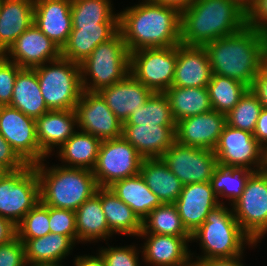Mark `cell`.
I'll use <instances>...</instances> for the list:
<instances>
[{"label":"cell","instance_id":"obj_1","mask_svg":"<svg viewBox=\"0 0 267 266\" xmlns=\"http://www.w3.org/2000/svg\"><path fill=\"white\" fill-rule=\"evenodd\" d=\"M139 0L119 13V31L129 53L180 44L181 12L172 6Z\"/></svg>","mask_w":267,"mask_h":266},{"label":"cell","instance_id":"obj_2","mask_svg":"<svg viewBox=\"0 0 267 266\" xmlns=\"http://www.w3.org/2000/svg\"><path fill=\"white\" fill-rule=\"evenodd\" d=\"M180 43L205 46L239 32L247 25L243 0H193L181 11Z\"/></svg>","mask_w":267,"mask_h":266},{"label":"cell","instance_id":"obj_3","mask_svg":"<svg viewBox=\"0 0 267 266\" xmlns=\"http://www.w3.org/2000/svg\"><path fill=\"white\" fill-rule=\"evenodd\" d=\"M267 34L246 25L239 32L206 44L212 74L242 82L249 88L259 73V59Z\"/></svg>","mask_w":267,"mask_h":266},{"label":"cell","instance_id":"obj_4","mask_svg":"<svg viewBox=\"0 0 267 266\" xmlns=\"http://www.w3.org/2000/svg\"><path fill=\"white\" fill-rule=\"evenodd\" d=\"M47 159L49 157L33 165L39 178L40 201L43 204L76 211L96 193L98 185L92 170L55 163L49 166Z\"/></svg>","mask_w":267,"mask_h":266},{"label":"cell","instance_id":"obj_5","mask_svg":"<svg viewBox=\"0 0 267 266\" xmlns=\"http://www.w3.org/2000/svg\"><path fill=\"white\" fill-rule=\"evenodd\" d=\"M194 242L198 243L201 255L190 251L191 260L235 257L244 254L247 246L253 250L258 247V243L242 230L232 207L222 203L213 208L202 225L191 234L190 243Z\"/></svg>","mask_w":267,"mask_h":266},{"label":"cell","instance_id":"obj_6","mask_svg":"<svg viewBox=\"0 0 267 266\" xmlns=\"http://www.w3.org/2000/svg\"><path fill=\"white\" fill-rule=\"evenodd\" d=\"M83 90L99 92L123 80L129 74L130 53L122 33L118 31L112 38L99 44L80 63Z\"/></svg>","mask_w":267,"mask_h":266},{"label":"cell","instance_id":"obj_7","mask_svg":"<svg viewBox=\"0 0 267 266\" xmlns=\"http://www.w3.org/2000/svg\"><path fill=\"white\" fill-rule=\"evenodd\" d=\"M49 110H73L83 88L80 64L60 57L33 68Z\"/></svg>","mask_w":267,"mask_h":266},{"label":"cell","instance_id":"obj_8","mask_svg":"<svg viewBox=\"0 0 267 266\" xmlns=\"http://www.w3.org/2000/svg\"><path fill=\"white\" fill-rule=\"evenodd\" d=\"M40 201V184L33 165L0 172V216L18 225Z\"/></svg>","mask_w":267,"mask_h":266},{"label":"cell","instance_id":"obj_9","mask_svg":"<svg viewBox=\"0 0 267 266\" xmlns=\"http://www.w3.org/2000/svg\"><path fill=\"white\" fill-rule=\"evenodd\" d=\"M231 207L242 230L254 243H261L267 236V172L264 169L250 175L242 195Z\"/></svg>","mask_w":267,"mask_h":266},{"label":"cell","instance_id":"obj_10","mask_svg":"<svg viewBox=\"0 0 267 266\" xmlns=\"http://www.w3.org/2000/svg\"><path fill=\"white\" fill-rule=\"evenodd\" d=\"M143 160L123 136L101 141L92 170L98 187H109L116 181L139 174Z\"/></svg>","mask_w":267,"mask_h":266},{"label":"cell","instance_id":"obj_11","mask_svg":"<svg viewBox=\"0 0 267 266\" xmlns=\"http://www.w3.org/2000/svg\"><path fill=\"white\" fill-rule=\"evenodd\" d=\"M177 46L143 48L130 53L129 73L152 92L164 93L172 86Z\"/></svg>","mask_w":267,"mask_h":266},{"label":"cell","instance_id":"obj_12","mask_svg":"<svg viewBox=\"0 0 267 266\" xmlns=\"http://www.w3.org/2000/svg\"><path fill=\"white\" fill-rule=\"evenodd\" d=\"M218 165L263 170L267 162L266 150L253 133L225 125L214 148Z\"/></svg>","mask_w":267,"mask_h":266},{"label":"cell","instance_id":"obj_13","mask_svg":"<svg viewBox=\"0 0 267 266\" xmlns=\"http://www.w3.org/2000/svg\"><path fill=\"white\" fill-rule=\"evenodd\" d=\"M0 135L26 164L35 165L47 157L39 147L35 119L18 109L0 106Z\"/></svg>","mask_w":267,"mask_h":266},{"label":"cell","instance_id":"obj_14","mask_svg":"<svg viewBox=\"0 0 267 266\" xmlns=\"http://www.w3.org/2000/svg\"><path fill=\"white\" fill-rule=\"evenodd\" d=\"M161 159L183 185L210 182L218 165L214 151L182 145L176 141Z\"/></svg>","mask_w":267,"mask_h":266},{"label":"cell","instance_id":"obj_15","mask_svg":"<svg viewBox=\"0 0 267 266\" xmlns=\"http://www.w3.org/2000/svg\"><path fill=\"white\" fill-rule=\"evenodd\" d=\"M78 130L101 141L122 137L123 123L108 107L99 92L83 90L76 104Z\"/></svg>","mask_w":267,"mask_h":266},{"label":"cell","instance_id":"obj_16","mask_svg":"<svg viewBox=\"0 0 267 266\" xmlns=\"http://www.w3.org/2000/svg\"><path fill=\"white\" fill-rule=\"evenodd\" d=\"M21 68H35L61 57V49L35 24L26 29L3 54Z\"/></svg>","mask_w":267,"mask_h":266},{"label":"cell","instance_id":"obj_17","mask_svg":"<svg viewBox=\"0 0 267 266\" xmlns=\"http://www.w3.org/2000/svg\"><path fill=\"white\" fill-rule=\"evenodd\" d=\"M144 239L140 245L141 262L146 266H188L191 260V237L163 234H139Z\"/></svg>","mask_w":267,"mask_h":266},{"label":"cell","instance_id":"obj_18","mask_svg":"<svg viewBox=\"0 0 267 266\" xmlns=\"http://www.w3.org/2000/svg\"><path fill=\"white\" fill-rule=\"evenodd\" d=\"M225 125V114L215 110L181 119L176 122V142L213 151Z\"/></svg>","mask_w":267,"mask_h":266},{"label":"cell","instance_id":"obj_19","mask_svg":"<svg viewBox=\"0 0 267 266\" xmlns=\"http://www.w3.org/2000/svg\"><path fill=\"white\" fill-rule=\"evenodd\" d=\"M186 230L192 234L205 221L209 212L220 203L210 182L183 185L174 203Z\"/></svg>","mask_w":267,"mask_h":266},{"label":"cell","instance_id":"obj_20","mask_svg":"<svg viewBox=\"0 0 267 266\" xmlns=\"http://www.w3.org/2000/svg\"><path fill=\"white\" fill-rule=\"evenodd\" d=\"M72 0H34V24L61 50L72 31Z\"/></svg>","mask_w":267,"mask_h":266},{"label":"cell","instance_id":"obj_21","mask_svg":"<svg viewBox=\"0 0 267 266\" xmlns=\"http://www.w3.org/2000/svg\"><path fill=\"white\" fill-rule=\"evenodd\" d=\"M212 77L209 56L204 46L177 45V60L172 86L207 87Z\"/></svg>","mask_w":267,"mask_h":266},{"label":"cell","instance_id":"obj_22","mask_svg":"<svg viewBox=\"0 0 267 266\" xmlns=\"http://www.w3.org/2000/svg\"><path fill=\"white\" fill-rule=\"evenodd\" d=\"M35 121L39 147L50 158L78 130L75 109L49 110Z\"/></svg>","mask_w":267,"mask_h":266},{"label":"cell","instance_id":"obj_23","mask_svg":"<svg viewBox=\"0 0 267 266\" xmlns=\"http://www.w3.org/2000/svg\"><path fill=\"white\" fill-rule=\"evenodd\" d=\"M176 125H123L122 136L144 159L161 158L176 141Z\"/></svg>","mask_w":267,"mask_h":266},{"label":"cell","instance_id":"obj_24","mask_svg":"<svg viewBox=\"0 0 267 266\" xmlns=\"http://www.w3.org/2000/svg\"><path fill=\"white\" fill-rule=\"evenodd\" d=\"M99 93L115 116L124 123L153 92L129 73L123 80L102 88Z\"/></svg>","mask_w":267,"mask_h":266},{"label":"cell","instance_id":"obj_25","mask_svg":"<svg viewBox=\"0 0 267 266\" xmlns=\"http://www.w3.org/2000/svg\"><path fill=\"white\" fill-rule=\"evenodd\" d=\"M34 24V0H0V54Z\"/></svg>","mask_w":267,"mask_h":266},{"label":"cell","instance_id":"obj_26","mask_svg":"<svg viewBox=\"0 0 267 266\" xmlns=\"http://www.w3.org/2000/svg\"><path fill=\"white\" fill-rule=\"evenodd\" d=\"M68 41L61 50V57L81 63L101 43L108 41L119 31V24L97 26H72Z\"/></svg>","mask_w":267,"mask_h":266},{"label":"cell","instance_id":"obj_27","mask_svg":"<svg viewBox=\"0 0 267 266\" xmlns=\"http://www.w3.org/2000/svg\"><path fill=\"white\" fill-rule=\"evenodd\" d=\"M101 205L109 230L114 236L138 237L142 231V220L109 187H98L95 193Z\"/></svg>","mask_w":267,"mask_h":266},{"label":"cell","instance_id":"obj_28","mask_svg":"<svg viewBox=\"0 0 267 266\" xmlns=\"http://www.w3.org/2000/svg\"><path fill=\"white\" fill-rule=\"evenodd\" d=\"M21 241L27 265L62 264L77 245L69 236L58 233Z\"/></svg>","mask_w":267,"mask_h":266},{"label":"cell","instance_id":"obj_29","mask_svg":"<svg viewBox=\"0 0 267 266\" xmlns=\"http://www.w3.org/2000/svg\"><path fill=\"white\" fill-rule=\"evenodd\" d=\"M78 244L108 242L114 235L107 224L100 198L94 194L75 211Z\"/></svg>","mask_w":267,"mask_h":266},{"label":"cell","instance_id":"obj_30","mask_svg":"<svg viewBox=\"0 0 267 266\" xmlns=\"http://www.w3.org/2000/svg\"><path fill=\"white\" fill-rule=\"evenodd\" d=\"M100 144L99 138L77 130L53 155H57L55 157L61 162L58 164L62 166L93 170Z\"/></svg>","mask_w":267,"mask_h":266},{"label":"cell","instance_id":"obj_31","mask_svg":"<svg viewBox=\"0 0 267 266\" xmlns=\"http://www.w3.org/2000/svg\"><path fill=\"white\" fill-rule=\"evenodd\" d=\"M8 106L34 119L49 111L34 69L22 68L18 72L13 87V96Z\"/></svg>","mask_w":267,"mask_h":266},{"label":"cell","instance_id":"obj_32","mask_svg":"<svg viewBox=\"0 0 267 266\" xmlns=\"http://www.w3.org/2000/svg\"><path fill=\"white\" fill-rule=\"evenodd\" d=\"M109 188L117 197L126 203L141 220L157 206L163 204L158 196L149 189L140 173L116 181L109 186Z\"/></svg>","mask_w":267,"mask_h":266},{"label":"cell","instance_id":"obj_33","mask_svg":"<svg viewBox=\"0 0 267 266\" xmlns=\"http://www.w3.org/2000/svg\"><path fill=\"white\" fill-rule=\"evenodd\" d=\"M140 174L149 189L158 196L162 203L174 204L176 202L183 184L161 158L144 159L141 163Z\"/></svg>","mask_w":267,"mask_h":266},{"label":"cell","instance_id":"obj_34","mask_svg":"<svg viewBox=\"0 0 267 266\" xmlns=\"http://www.w3.org/2000/svg\"><path fill=\"white\" fill-rule=\"evenodd\" d=\"M164 94L176 122L212 110L207 87L171 86Z\"/></svg>","mask_w":267,"mask_h":266},{"label":"cell","instance_id":"obj_35","mask_svg":"<svg viewBox=\"0 0 267 266\" xmlns=\"http://www.w3.org/2000/svg\"><path fill=\"white\" fill-rule=\"evenodd\" d=\"M253 172L245 167L217 165L210 183L218 202L226 205L228 203L231 206L242 195L246 182Z\"/></svg>","mask_w":267,"mask_h":266},{"label":"cell","instance_id":"obj_36","mask_svg":"<svg viewBox=\"0 0 267 266\" xmlns=\"http://www.w3.org/2000/svg\"><path fill=\"white\" fill-rule=\"evenodd\" d=\"M112 0H72V26L119 24V13Z\"/></svg>","mask_w":267,"mask_h":266},{"label":"cell","instance_id":"obj_37","mask_svg":"<svg viewBox=\"0 0 267 266\" xmlns=\"http://www.w3.org/2000/svg\"><path fill=\"white\" fill-rule=\"evenodd\" d=\"M139 234H163L177 237H191L179 216L175 204L163 203L142 220Z\"/></svg>","mask_w":267,"mask_h":266},{"label":"cell","instance_id":"obj_38","mask_svg":"<svg viewBox=\"0 0 267 266\" xmlns=\"http://www.w3.org/2000/svg\"><path fill=\"white\" fill-rule=\"evenodd\" d=\"M207 89L212 110L226 115L240 101L249 87L235 79L212 74Z\"/></svg>","mask_w":267,"mask_h":266},{"label":"cell","instance_id":"obj_39","mask_svg":"<svg viewBox=\"0 0 267 266\" xmlns=\"http://www.w3.org/2000/svg\"><path fill=\"white\" fill-rule=\"evenodd\" d=\"M123 125H176L168 98L153 92L143 106L133 111Z\"/></svg>","mask_w":267,"mask_h":266},{"label":"cell","instance_id":"obj_40","mask_svg":"<svg viewBox=\"0 0 267 266\" xmlns=\"http://www.w3.org/2000/svg\"><path fill=\"white\" fill-rule=\"evenodd\" d=\"M262 108L259 99L249 88L234 108L225 115L226 124L236 129L254 133Z\"/></svg>","mask_w":267,"mask_h":266},{"label":"cell","instance_id":"obj_41","mask_svg":"<svg viewBox=\"0 0 267 266\" xmlns=\"http://www.w3.org/2000/svg\"><path fill=\"white\" fill-rule=\"evenodd\" d=\"M17 237L28 240L45 236L50 232L49 206L39 201L16 226Z\"/></svg>","mask_w":267,"mask_h":266},{"label":"cell","instance_id":"obj_42","mask_svg":"<svg viewBox=\"0 0 267 266\" xmlns=\"http://www.w3.org/2000/svg\"><path fill=\"white\" fill-rule=\"evenodd\" d=\"M106 247L101 246L97 251L105 260L106 266H142L139 256L142 253L140 245L110 246L109 242L105 243Z\"/></svg>","mask_w":267,"mask_h":266},{"label":"cell","instance_id":"obj_43","mask_svg":"<svg viewBox=\"0 0 267 266\" xmlns=\"http://www.w3.org/2000/svg\"><path fill=\"white\" fill-rule=\"evenodd\" d=\"M49 228L51 233L69 236L78 244L75 211L49 206Z\"/></svg>","mask_w":267,"mask_h":266},{"label":"cell","instance_id":"obj_44","mask_svg":"<svg viewBox=\"0 0 267 266\" xmlns=\"http://www.w3.org/2000/svg\"><path fill=\"white\" fill-rule=\"evenodd\" d=\"M22 68L0 54V106L10 104L16 76Z\"/></svg>","mask_w":267,"mask_h":266},{"label":"cell","instance_id":"obj_45","mask_svg":"<svg viewBox=\"0 0 267 266\" xmlns=\"http://www.w3.org/2000/svg\"><path fill=\"white\" fill-rule=\"evenodd\" d=\"M0 266H27L24 244L17 236L0 245Z\"/></svg>","mask_w":267,"mask_h":266},{"label":"cell","instance_id":"obj_46","mask_svg":"<svg viewBox=\"0 0 267 266\" xmlns=\"http://www.w3.org/2000/svg\"><path fill=\"white\" fill-rule=\"evenodd\" d=\"M247 25L267 34V0H251L247 4Z\"/></svg>","mask_w":267,"mask_h":266},{"label":"cell","instance_id":"obj_47","mask_svg":"<svg viewBox=\"0 0 267 266\" xmlns=\"http://www.w3.org/2000/svg\"><path fill=\"white\" fill-rule=\"evenodd\" d=\"M26 165L11 145L0 135V172L17 171Z\"/></svg>","mask_w":267,"mask_h":266},{"label":"cell","instance_id":"obj_48","mask_svg":"<svg viewBox=\"0 0 267 266\" xmlns=\"http://www.w3.org/2000/svg\"><path fill=\"white\" fill-rule=\"evenodd\" d=\"M244 254L235 257L192 260L197 266H245Z\"/></svg>","mask_w":267,"mask_h":266},{"label":"cell","instance_id":"obj_49","mask_svg":"<svg viewBox=\"0 0 267 266\" xmlns=\"http://www.w3.org/2000/svg\"><path fill=\"white\" fill-rule=\"evenodd\" d=\"M254 138L266 150L267 153V109L262 108L256 122Z\"/></svg>","mask_w":267,"mask_h":266},{"label":"cell","instance_id":"obj_50","mask_svg":"<svg viewBox=\"0 0 267 266\" xmlns=\"http://www.w3.org/2000/svg\"><path fill=\"white\" fill-rule=\"evenodd\" d=\"M250 90L259 99L262 107L267 109V78L258 73L253 80Z\"/></svg>","mask_w":267,"mask_h":266},{"label":"cell","instance_id":"obj_51","mask_svg":"<svg viewBox=\"0 0 267 266\" xmlns=\"http://www.w3.org/2000/svg\"><path fill=\"white\" fill-rule=\"evenodd\" d=\"M73 260V266H106L105 260L98 251L95 255H90V253L88 255H75Z\"/></svg>","mask_w":267,"mask_h":266},{"label":"cell","instance_id":"obj_52","mask_svg":"<svg viewBox=\"0 0 267 266\" xmlns=\"http://www.w3.org/2000/svg\"><path fill=\"white\" fill-rule=\"evenodd\" d=\"M17 236L16 225L0 216V245L11 241Z\"/></svg>","mask_w":267,"mask_h":266},{"label":"cell","instance_id":"obj_53","mask_svg":"<svg viewBox=\"0 0 267 266\" xmlns=\"http://www.w3.org/2000/svg\"><path fill=\"white\" fill-rule=\"evenodd\" d=\"M148 1L166 6H172L177 8L181 12L182 10L186 9L193 0H148Z\"/></svg>","mask_w":267,"mask_h":266},{"label":"cell","instance_id":"obj_54","mask_svg":"<svg viewBox=\"0 0 267 266\" xmlns=\"http://www.w3.org/2000/svg\"><path fill=\"white\" fill-rule=\"evenodd\" d=\"M259 73L267 78V44L262 49L259 59Z\"/></svg>","mask_w":267,"mask_h":266},{"label":"cell","instance_id":"obj_55","mask_svg":"<svg viewBox=\"0 0 267 266\" xmlns=\"http://www.w3.org/2000/svg\"><path fill=\"white\" fill-rule=\"evenodd\" d=\"M27 266H65L63 264H36V265H27Z\"/></svg>","mask_w":267,"mask_h":266},{"label":"cell","instance_id":"obj_56","mask_svg":"<svg viewBox=\"0 0 267 266\" xmlns=\"http://www.w3.org/2000/svg\"><path fill=\"white\" fill-rule=\"evenodd\" d=\"M188 266H197L194 262H191Z\"/></svg>","mask_w":267,"mask_h":266},{"label":"cell","instance_id":"obj_57","mask_svg":"<svg viewBox=\"0 0 267 266\" xmlns=\"http://www.w3.org/2000/svg\"><path fill=\"white\" fill-rule=\"evenodd\" d=\"M246 4H248L251 0H243Z\"/></svg>","mask_w":267,"mask_h":266},{"label":"cell","instance_id":"obj_58","mask_svg":"<svg viewBox=\"0 0 267 266\" xmlns=\"http://www.w3.org/2000/svg\"><path fill=\"white\" fill-rule=\"evenodd\" d=\"M264 170L267 172V162H266V165L264 167Z\"/></svg>","mask_w":267,"mask_h":266}]
</instances>
